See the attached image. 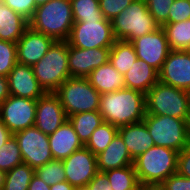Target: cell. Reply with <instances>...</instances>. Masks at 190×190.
I'll return each mask as SVG.
<instances>
[{
  "instance_id": "obj_1",
  "label": "cell",
  "mask_w": 190,
  "mask_h": 190,
  "mask_svg": "<svg viewBox=\"0 0 190 190\" xmlns=\"http://www.w3.org/2000/svg\"><path fill=\"white\" fill-rule=\"evenodd\" d=\"M99 112L104 122L118 128L141 122L146 115V96L128 88L101 94Z\"/></svg>"
},
{
  "instance_id": "obj_2",
  "label": "cell",
  "mask_w": 190,
  "mask_h": 190,
  "mask_svg": "<svg viewBox=\"0 0 190 190\" xmlns=\"http://www.w3.org/2000/svg\"><path fill=\"white\" fill-rule=\"evenodd\" d=\"M179 152L152 146L134 159L133 166L141 187H158L170 175L177 173Z\"/></svg>"
},
{
  "instance_id": "obj_3",
  "label": "cell",
  "mask_w": 190,
  "mask_h": 190,
  "mask_svg": "<svg viewBox=\"0 0 190 190\" xmlns=\"http://www.w3.org/2000/svg\"><path fill=\"white\" fill-rule=\"evenodd\" d=\"M74 24L70 0H49L36 7L29 27L55 41H67Z\"/></svg>"
},
{
  "instance_id": "obj_4",
  "label": "cell",
  "mask_w": 190,
  "mask_h": 190,
  "mask_svg": "<svg viewBox=\"0 0 190 190\" xmlns=\"http://www.w3.org/2000/svg\"><path fill=\"white\" fill-rule=\"evenodd\" d=\"M32 68L44 91L54 93L70 77L67 41H55Z\"/></svg>"
},
{
  "instance_id": "obj_5",
  "label": "cell",
  "mask_w": 190,
  "mask_h": 190,
  "mask_svg": "<svg viewBox=\"0 0 190 190\" xmlns=\"http://www.w3.org/2000/svg\"><path fill=\"white\" fill-rule=\"evenodd\" d=\"M111 22L115 40L128 42L160 28L149 13L145 0H134Z\"/></svg>"
},
{
  "instance_id": "obj_6",
  "label": "cell",
  "mask_w": 190,
  "mask_h": 190,
  "mask_svg": "<svg viewBox=\"0 0 190 190\" xmlns=\"http://www.w3.org/2000/svg\"><path fill=\"white\" fill-rule=\"evenodd\" d=\"M67 117L90 111H99L101 94L87 78L69 77L55 92Z\"/></svg>"
},
{
  "instance_id": "obj_7",
  "label": "cell",
  "mask_w": 190,
  "mask_h": 190,
  "mask_svg": "<svg viewBox=\"0 0 190 190\" xmlns=\"http://www.w3.org/2000/svg\"><path fill=\"white\" fill-rule=\"evenodd\" d=\"M143 121L155 146L181 152L189 144L186 120L168 115L146 114Z\"/></svg>"
},
{
  "instance_id": "obj_8",
  "label": "cell",
  "mask_w": 190,
  "mask_h": 190,
  "mask_svg": "<svg viewBox=\"0 0 190 190\" xmlns=\"http://www.w3.org/2000/svg\"><path fill=\"white\" fill-rule=\"evenodd\" d=\"M145 96L146 114L187 119L189 108L185 90L158 81Z\"/></svg>"
},
{
  "instance_id": "obj_9",
  "label": "cell",
  "mask_w": 190,
  "mask_h": 190,
  "mask_svg": "<svg viewBox=\"0 0 190 190\" xmlns=\"http://www.w3.org/2000/svg\"><path fill=\"white\" fill-rule=\"evenodd\" d=\"M114 42L112 22L97 20L74 22L67 39L68 45L83 49L111 47Z\"/></svg>"
},
{
  "instance_id": "obj_10",
  "label": "cell",
  "mask_w": 190,
  "mask_h": 190,
  "mask_svg": "<svg viewBox=\"0 0 190 190\" xmlns=\"http://www.w3.org/2000/svg\"><path fill=\"white\" fill-rule=\"evenodd\" d=\"M18 141L23 163L36 169L54 158L51 154L48 135L37 127L23 129L13 134Z\"/></svg>"
},
{
  "instance_id": "obj_11",
  "label": "cell",
  "mask_w": 190,
  "mask_h": 190,
  "mask_svg": "<svg viewBox=\"0 0 190 190\" xmlns=\"http://www.w3.org/2000/svg\"><path fill=\"white\" fill-rule=\"evenodd\" d=\"M36 100L10 95L0 104V120L14 134L35 124Z\"/></svg>"
},
{
  "instance_id": "obj_12",
  "label": "cell",
  "mask_w": 190,
  "mask_h": 190,
  "mask_svg": "<svg viewBox=\"0 0 190 190\" xmlns=\"http://www.w3.org/2000/svg\"><path fill=\"white\" fill-rule=\"evenodd\" d=\"M131 43L134 46L137 58L144 60L158 72L171 51L162 27L152 33L133 39Z\"/></svg>"
},
{
  "instance_id": "obj_13",
  "label": "cell",
  "mask_w": 190,
  "mask_h": 190,
  "mask_svg": "<svg viewBox=\"0 0 190 190\" xmlns=\"http://www.w3.org/2000/svg\"><path fill=\"white\" fill-rule=\"evenodd\" d=\"M66 181L75 188L87 186L98 173L97 156L85 146L63 159Z\"/></svg>"
},
{
  "instance_id": "obj_14",
  "label": "cell",
  "mask_w": 190,
  "mask_h": 190,
  "mask_svg": "<svg viewBox=\"0 0 190 190\" xmlns=\"http://www.w3.org/2000/svg\"><path fill=\"white\" fill-rule=\"evenodd\" d=\"M159 82L175 88H190V51L171 50L158 72Z\"/></svg>"
},
{
  "instance_id": "obj_15",
  "label": "cell",
  "mask_w": 190,
  "mask_h": 190,
  "mask_svg": "<svg viewBox=\"0 0 190 190\" xmlns=\"http://www.w3.org/2000/svg\"><path fill=\"white\" fill-rule=\"evenodd\" d=\"M110 47L83 49L68 45L70 77L87 78L101 65L109 62Z\"/></svg>"
},
{
  "instance_id": "obj_16",
  "label": "cell",
  "mask_w": 190,
  "mask_h": 190,
  "mask_svg": "<svg viewBox=\"0 0 190 190\" xmlns=\"http://www.w3.org/2000/svg\"><path fill=\"white\" fill-rule=\"evenodd\" d=\"M68 117L63 109L59 97L53 92H46L36 100L34 126L46 135L54 133Z\"/></svg>"
},
{
  "instance_id": "obj_17",
  "label": "cell",
  "mask_w": 190,
  "mask_h": 190,
  "mask_svg": "<svg viewBox=\"0 0 190 190\" xmlns=\"http://www.w3.org/2000/svg\"><path fill=\"white\" fill-rule=\"evenodd\" d=\"M54 42L53 38L28 27L16 43L17 63L33 66Z\"/></svg>"
},
{
  "instance_id": "obj_18",
  "label": "cell",
  "mask_w": 190,
  "mask_h": 190,
  "mask_svg": "<svg viewBox=\"0 0 190 190\" xmlns=\"http://www.w3.org/2000/svg\"><path fill=\"white\" fill-rule=\"evenodd\" d=\"M9 93L16 97L37 100L46 92L39 85L32 66L17 63L7 75Z\"/></svg>"
},
{
  "instance_id": "obj_19",
  "label": "cell",
  "mask_w": 190,
  "mask_h": 190,
  "mask_svg": "<svg viewBox=\"0 0 190 190\" xmlns=\"http://www.w3.org/2000/svg\"><path fill=\"white\" fill-rule=\"evenodd\" d=\"M51 154L54 159L63 160L74 151L84 147L69 120H66L54 133L48 136Z\"/></svg>"
},
{
  "instance_id": "obj_20",
  "label": "cell",
  "mask_w": 190,
  "mask_h": 190,
  "mask_svg": "<svg viewBox=\"0 0 190 190\" xmlns=\"http://www.w3.org/2000/svg\"><path fill=\"white\" fill-rule=\"evenodd\" d=\"M118 133L123 138L133 160L154 146L144 121L121 126L118 128Z\"/></svg>"
},
{
  "instance_id": "obj_21",
  "label": "cell",
  "mask_w": 190,
  "mask_h": 190,
  "mask_svg": "<svg viewBox=\"0 0 190 190\" xmlns=\"http://www.w3.org/2000/svg\"><path fill=\"white\" fill-rule=\"evenodd\" d=\"M133 162L134 160L119 133L115 135L105 150L97 155L98 172L130 166L133 165Z\"/></svg>"
},
{
  "instance_id": "obj_22",
  "label": "cell",
  "mask_w": 190,
  "mask_h": 190,
  "mask_svg": "<svg viewBox=\"0 0 190 190\" xmlns=\"http://www.w3.org/2000/svg\"><path fill=\"white\" fill-rule=\"evenodd\" d=\"M158 81V71L138 58L124 74L125 88L134 89L145 95Z\"/></svg>"
},
{
  "instance_id": "obj_23",
  "label": "cell",
  "mask_w": 190,
  "mask_h": 190,
  "mask_svg": "<svg viewBox=\"0 0 190 190\" xmlns=\"http://www.w3.org/2000/svg\"><path fill=\"white\" fill-rule=\"evenodd\" d=\"M87 79L100 94L125 88L124 75L114 68L110 62L95 68Z\"/></svg>"
},
{
  "instance_id": "obj_24",
  "label": "cell",
  "mask_w": 190,
  "mask_h": 190,
  "mask_svg": "<svg viewBox=\"0 0 190 190\" xmlns=\"http://www.w3.org/2000/svg\"><path fill=\"white\" fill-rule=\"evenodd\" d=\"M29 21L0 1V40L17 43Z\"/></svg>"
},
{
  "instance_id": "obj_25",
  "label": "cell",
  "mask_w": 190,
  "mask_h": 190,
  "mask_svg": "<svg viewBox=\"0 0 190 190\" xmlns=\"http://www.w3.org/2000/svg\"><path fill=\"white\" fill-rule=\"evenodd\" d=\"M68 120L84 145L90 139L94 130L104 122L99 111L77 113L69 116Z\"/></svg>"
},
{
  "instance_id": "obj_26",
  "label": "cell",
  "mask_w": 190,
  "mask_h": 190,
  "mask_svg": "<svg viewBox=\"0 0 190 190\" xmlns=\"http://www.w3.org/2000/svg\"><path fill=\"white\" fill-rule=\"evenodd\" d=\"M137 54L131 42L115 40L110 47L109 62L124 75L136 61Z\"/></svg>"
},
{
  "instance_id": "obj_27",
  "label": "cell",
  "mask_w": 190,
  "mask_h": 190,
  "mask_svg": "<svg viewBox=\"0 0 190 190\" xmlns=\"http://www.w3.org/2000/svg\"><path fill=\"white\" fill-rule=\"evenodd\" d=\"M162 28L171 50L190 51V19L164 24Z\"/></svg>"
},
{
  "instance_id": "obj_28",
  "label": "cell",
  "mask_w": 190,
  "mask_h": 190,
  "mask_svg": "<svg viewBox=\"0 0 190 190\" xmlns=\"http://www.w3.org/2000/svg\"><path fill=\"white\" fill-rule=\"evenodd\" d=\"M113 190H139L141 188L133 165L103 172Z\"/></svg>"
},
{
  "instance_id": "obj_29",
  "label": "cell",
  "mask_w": 190,
  "mask_h": 190,
  "mask_svg": "<svg viewBox=\"0 0 190 190\" xmlns=\"http://www.w3.org/2000/svg\"><path fill=\"white\" fill-rule=\"evenodd\" d=\"M34 174L35 169L26 163H21L6 172L2 190H28Z\"/></svg>"
},
{
  "instance_id": "obj_30",
  "label": "cell",
  "mask_w": 190,
  "mask_h": 190,
  "mask_svg": "<svg viewBox=\"0 0 190 190\" xmlns=\"http://www.w3.org/2000/svg\"><path fill=\"white\" fill-rule=\"evenodd\" d=\"M117 133L118 127L113 126L110 123L103 122L94 130L90 139L84 146L97 156L105 150Z\"/></svg>"
},
{
  "instance_id": "obj_31",
  "label": "cell",
  "mask_w": 190,
  "mask_h": 190,
  "mask_svg": "<svg viewBox=\"0 0 190 190\" xmlns=\"http://www.w3.org/2000/svg\"><path fill=\"white\" fill-rule=\"evenodd\" d=\"M74 22L82 20L110 21L105 19L99 7V0H70Z\"/></svg>"
},
{
  "instance_id": "obj_32",
  "label": "cell",
  "mask_w": 190,
  "mask_h": 190,
  "mask_svg": "<svg viewBox=\"0 0 190 190\" xmlns=\"http://www.w3.org/2000/svg\"><path fill=\"white\" fill-rule=\"evenodd\" d=\"M21 163H23V160L18 141L15 136L12 135L4 145L0 147V170L7 172Z\"/></svg>"
},
{
  "instance_id": "obj_33",
  "label": "cell",
  "mask_w": 190,
  "mask_h": 190,
  "mask_svg": "<svg viewBox=\"0 0 190 190\" xmlns=\"http://www.w3.org/2000/svg\"><path fill=\"white\" fill-rule=\"evenodd\" d=\"M35 174L49 186L66 181L63 160L59 159H53L43 166L36 168Z\"/></svg>"
},
{
  "instance_id": "obj_34",
  "label": "cell",
  "mask_w": 190,
  "mask_h": 190,
  "mask_svg": "<svg viewBox=\"0 0 190 190\" xmlns=\"http://www.w3.org/2000/svg\"><path fill=\"white\" fill-rule=\"evenodd\" d=\"M16 64V43L0 40V75L7 77Z\"/></svg>"
},
{
  "instance_id": "obj_35",
  "label": "cell",
  "mask_w": 190,
  "mask_h": 190,
  "mask_svg": "<svg viewBox=\"0 0 190 190\" xmlns=\"http://www.w3.org/2000/svg\"><path fill=\"white\" fill-rule=\"evenodd\" d=\"M174 0H145L149 13L162 27L168 24V14Z\"/></svg>"
},
{
  "instance_id": "obj_36",
  "label": "cell",
  "mask_w": 190,
  "mask_h": 190,
  "mask_svg": "<svg viewBox=\"0 0 190 190\" xmlns=\"http://www.w3.org/2000/svg\"><path fill=\"white\" fill-rule=\"evenodd\" d=\"M134 0H99V7L105 19L112 20Z\"/></svg>"
},
{
  "instance_id": "obj_37",
  "label": "cell",
  "mask_w": 190,
  "mask_h": 190,
  "mask_svg": "<svg viewBox=\"0 0 190 190\" xmlns=\"http://www.w3.org/2000/svg\"><path fill=\"white\" fill-rule=\"evenodd\" d=\"M190 19V0H174L170 6L168 23Z\"/></svg>"
},
{
  "instance_id": "obj_38",
  "label": "cell",
  "mask_w": 190,
  "mask_h": 190,
  "mask_svg": "<svg viewBox=\"0 0 190 190\" xmlns=\"http://www.w3.org/2000/svg\"><path fill=\"white\" fill-rule=\"evenodd\" d=\"M6 6H9L16 13H19L28 21L32 18L36 9L35 0H1Z\"/></svg>"
},
{
  "instance_id": "obj_39",
  "label": "cell",
  "mask_w": 190,
  "mask_h": 190,
  "mask_svg": "<svg viewBox=\"0 0 190 190\" xmlns=\"http://www.w3.org/2000/svg\"><path fill=\"white\" fill-rule=\"evenodd\" d=\"M158 188L160 190H190V178L179 175H170Z\"/></svg>"
},
{
  "instance_id": "obj_40",
  "label": "cell",
  "mask_w": 190,
  "mask_h": 190,
  "mask_svg": "<svg viewBox=\"0 0 190 190\" xmlns=\"http://www.w3.org/2000/svg\"><path fill=\"white\" fill-rule=\"evenodd\" d=\"M177 173L190 178V142L178 154Z\"/></svg>"
},
{
  "instance_id": "obj_41",
  "label": "cell",
  "mask_w": 190,
  "mask_h": 190,
  "mask_svg": "<svg viewBox=\"0 0 190 190\" xmlns=\"http://www.w3.org/2000/svg\"><path fill=\"white\" fill-rule=\"evenodd\" d=\"M90 190H113L107 176L103 172H98L88 183Z\"/></svg>"
},
{
  "instance_id": "obj_42",
  "label": "cell",
  "mask_w": 190,
  "mask_h": 190,
  "mask_svg": "<svg viewBox=\"0 0 190 190\" xmlns=\"http://www.w3.org/2000/svg\"><path fill=\"white\" fill-rule=\"evenodd\" d=\"M28 190H50V186L46 184L39 176L34 174Z\"/></svg>"
},
{
  "instance_id": "obj_43",
  "label": "cell",
  "mask_w": 190,
  "mask_h": 190,
  "mask_svg": "<svg viewBox=\"0 0 190 190\" xmlns=\"http://www.w3.org/2000/svg\"><path fill=\"white\" fill-rule=\"evenodd\" d=\"M10 96L7 77L0 75V104Z\"/></svg>"
},
{
  "instance_id": "obj_44",
  "label": "cell",
  "mask_w": 190,
  "mask_h": 190,
  "mask_svg": "<svg viewBox=\"0 0 190 190\" xmlns=\"http://www.w3.org/2000/svg\"><path fill=\"white\" fill-rule=\"evenodd\" d=\"M13 134L0 120V147L12 136Z\"/></svg>"
},
{
  "instance_id": "obj_45",
  "label": "cell",
  "mask_w": 190,
  "mask_h": 190,
  "mask_svg": "<svg viewBox=\"0 0 190 190\" xmlns=\"http://www.w3.org/2000/svg\"><path fill=\"white\" fill-rule=\"evenodd\" d=\"M76 188L68 181H63L50 186V190H75Z\"/></svg>"
},
{
  "instance_id": "obj_46",
  "label": "cell",
  "mask_w": 190,
  "mask_h": 190,
  "mask_svg": "<svg viewBox=\"0 0 190 190\" xmlns=\"http://www.w3.org/2000/svg\"><path fill=\"white\" fill-rule=\"evenodd\" d=\"M186 127H187V135H188L189 142H190V110L188 112V116L186 119Z\"/></svg>"
},
{
  "instance_id": "obj_47",
  "label": "cell",
  "mask_w": 190,
  "mask_h": 190,
  "mask_svg": "<svg viewBox=\"0 0 190 190\" xmlns=\"http://www.w3.org/2000/svg\"><path fill=\"white\" fill-rule=\"evenodd\" d=\"M5 175H6V172L0 170V190L3 189V185L5 182Z\"/></svg>"
},
{
  "instance_id": "obj_48",
  "label": "cell",
  "mask_w": 190,
  "mask_h": 190,
  "mask_svg": "<svg viewBox=\"0 0 190 190\" xmlns=\"http://www.w3.org/2000/svg\"><path fill=\"white\" fill-rule=\"evenodd\" d=\"M47 1H49V0H35L36 6L38 7V6H40V5H43V4H45Z\"/></svg>"
},
{
  "instance_id": "obj_49",
  "label": "cell",
  "mask_w": 190,
  "mask_h": 190,
  "mask_svg": "<svg viewBox=\"0 0 190 190\" xmlns=\"http://www.w3.org/2000/svg\"><path fill=\"white\" fill-rule=\"evenodd\" d=\"M186 94H187L188 108L190 110V88L186 90Z\"/></svg>"
},
{
  "instance_id": "obj_50",
  "label": "cell",
  "mask_w": 190,
  "mask_h": 190,
  "mask_svg": "<svg viewBox=\"0 0 190 190\" xmlns=\"http://www.w3.org/2000/svg\"><path fill=\"white\" fill-rule=\"evenodd\" d=\"M139 190H160L158 187H141Z\"/></svg>"
},
{
  "instance_id": "obj_51",
  "label": "cell",
  "mask_w": 190,
  "mask_h": 190,
  "mask_svg": "<svg viewBox=\"0 0 190 190\" xmlns=\"http://www.w3.org/2000/svg\"><path fill=\"white\" fill-rule=\"evenodd\" d=\"M75 190H90L87 186L77 187Z\"/></svg>"
}]
</instances>
